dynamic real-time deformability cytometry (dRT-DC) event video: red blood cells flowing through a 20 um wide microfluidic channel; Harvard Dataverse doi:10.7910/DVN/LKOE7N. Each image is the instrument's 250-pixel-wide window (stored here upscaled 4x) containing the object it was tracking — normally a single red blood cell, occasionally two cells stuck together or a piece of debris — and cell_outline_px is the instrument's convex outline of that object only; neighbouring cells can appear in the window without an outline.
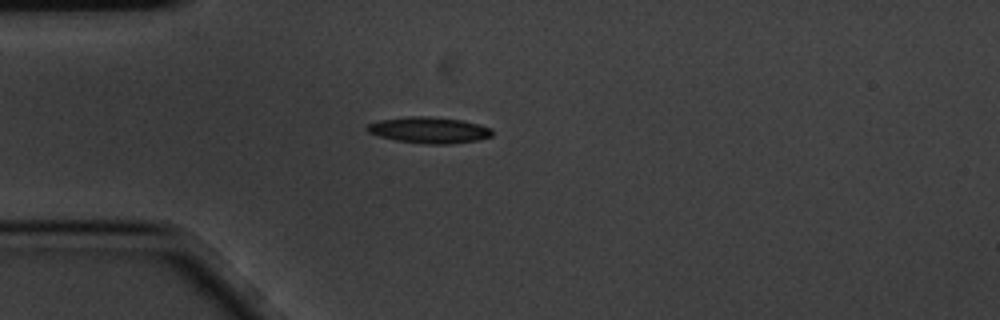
{"species": "common noctule bat (a hibernating species)", "species_latin": "Nyctalus noctula", "temperature_condition": "cold", "stored_images_in_passage": 3, "camera_frame_rate_fps": 3000, "um_per_image_px": 0.085, "animal": {"sex": "male", "body_mass_g": 20.1, "forearm_length_mm": 53.5}, "frame": {"image": 1, "passage_image": 3, "time_ms": 0.667, "image_size_px": [1000, 320], "cell_outline_px": [[492, 136], [476, 140], [448, 144], [428, 144], [396, 140], [380, 136], [368, 132], [364, 128], [368, 124], [380, 120], [408, 116], [428, 116], [464, 120], [480, 124], [492, 128]], "centroid_in_image_um": [36.48, 11.04], "position_along_channel_um": 48.5, "area_um2": 19.07}}